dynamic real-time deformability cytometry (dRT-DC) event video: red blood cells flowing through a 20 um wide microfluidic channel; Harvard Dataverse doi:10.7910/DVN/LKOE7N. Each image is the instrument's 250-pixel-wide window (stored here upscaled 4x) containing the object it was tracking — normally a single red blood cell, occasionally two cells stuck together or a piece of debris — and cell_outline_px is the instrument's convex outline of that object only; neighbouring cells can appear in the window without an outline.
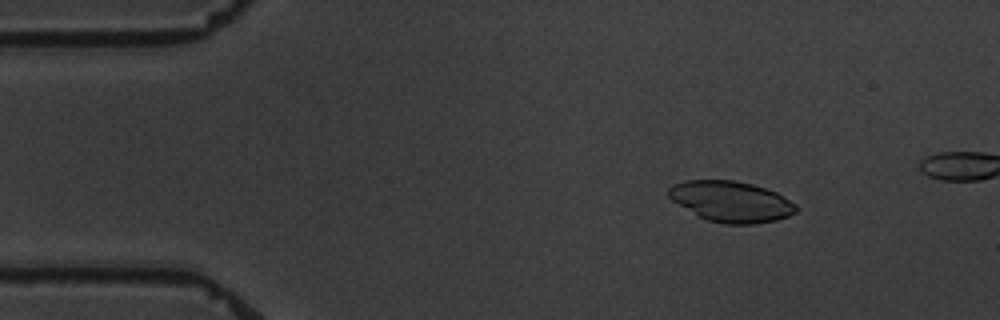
{"species": "common noctule bat (a hibernating species)", "species_latin": "Nyctalus noctula", "temperature_condition": "warm", "stored_images_in_passage": 5, "camera_frame_rate_fps": 3000, "um_per_image_px": 0.085, "animal": {"sex": "male", "body_mass_g": 19.5, "forearm_length_mm": 54.6}, "frame": {"image": 1, "passage_image": 2, "time_ms": 1.0, "image_size_px": [1000, 320], "cell_outline_px": [[800, 208], [796, 212], [788, 216], [776, 220], [752, 224], [724, 224], [708, 220], [700, 216], [672, 200], [668, 196], [668, 188], [672, 184], [688, 180], [736, 180], [752, 184], [776, 192], [796, 204]], "centroid_in_image_um": [62.17, 17.12], "position_along_channel_um": 22.8, "area_um2": 30.17}}